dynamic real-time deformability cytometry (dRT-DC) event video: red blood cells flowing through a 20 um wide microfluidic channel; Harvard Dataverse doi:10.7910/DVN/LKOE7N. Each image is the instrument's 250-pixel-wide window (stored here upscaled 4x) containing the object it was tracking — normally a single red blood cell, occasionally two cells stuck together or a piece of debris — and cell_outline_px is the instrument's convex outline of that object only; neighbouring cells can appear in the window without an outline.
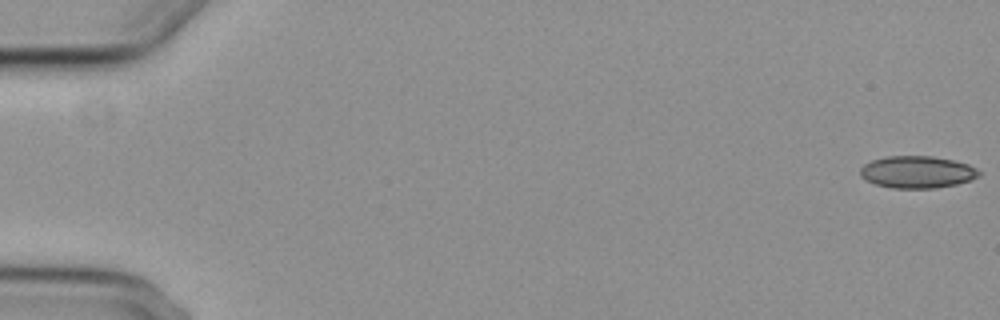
{"species": "common noctule bat (a hibernating species)", "species_latin": "Nyctalus noctula", "temperature_condition": "cold", "stored_images_in_passage": 4, "camera_frame_rate_fps": 3000, "um_per_image_px": 0.085, "animal": {"sex": "female", "body_mass_g": 29.2, "forearm_length_mm": 56.3}, "frame": {"image": 1, "passage_image": 1, "time_ms": 0.0, "image_size_px": [1000, 320], "cell_outline_px": [[980, 176], [972, 180], [956, 184], [936, 188], [892, 188], [876, 184], [864, 180], [860, 176], [860, 168], [864, 164], [872, 160], [888, 156], [932, 156], [952, 160], [968, 164], [976, 168], [980, 172]], "centroid_in_image_um": [77.95, 14.63], "position_along_channel_um": 7.0, "area_um2": 22.31}}